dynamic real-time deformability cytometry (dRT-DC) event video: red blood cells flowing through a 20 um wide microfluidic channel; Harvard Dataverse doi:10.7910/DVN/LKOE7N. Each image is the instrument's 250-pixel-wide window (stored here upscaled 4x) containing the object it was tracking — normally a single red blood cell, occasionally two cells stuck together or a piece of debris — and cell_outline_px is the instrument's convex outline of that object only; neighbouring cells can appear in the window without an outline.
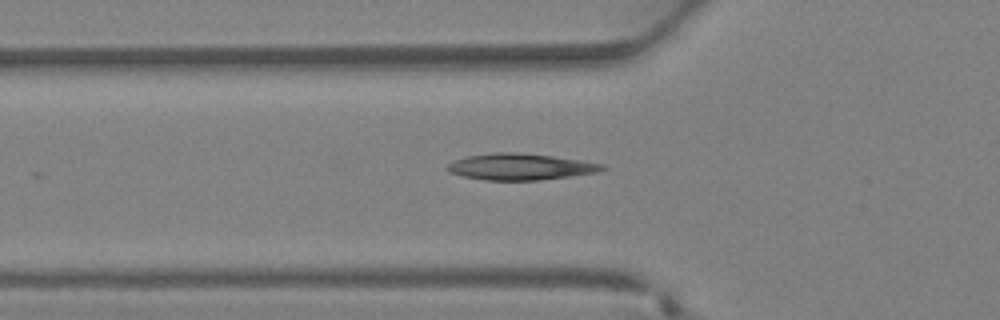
{"species": "Egyptian fruit bat (a non-hibernating species)", "species_latin": "Rousettus aegyptiacus", "temperature_condition": "warm", "stored_images_in_passage": 21, "camera_frame_rate_fps": 3000, "um_per_image_px": 0.085, "animal": {"sex": "female"}, "frame": {"image": 1, "passage_image": 2, "time_ms": 0.333, "image_size_px": [1000, 320], "cell_outline_px": [[608, 168], [600, 172], [540, 180], [484, 180], [464, 176], [452, 172], [448, 168], [448, 164], [456, 160], [468, 156], [492, 152], [512, 152], [552, 156], [580, 160], [604, 164]], "centroid_in_image_um": [44.3, 14.17], "position_along_channel_um": 81.5, "area_um2": 23.58}}
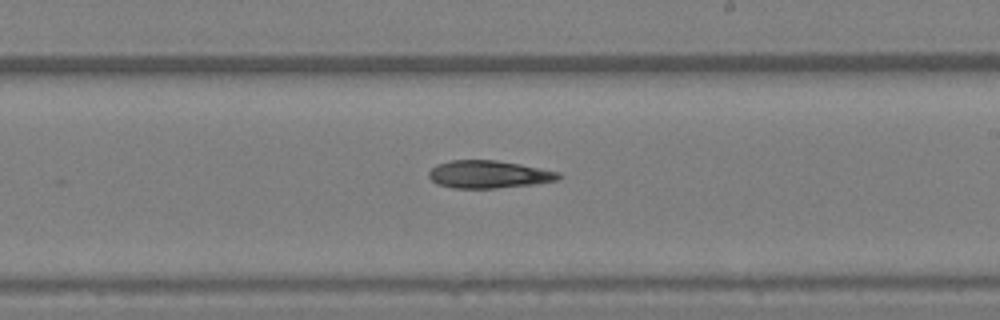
{"frame": {"image": 2, "passage_image": 11, "time_ms": 3.333, "image_size_px": [1000, 320], "cell_outline_px": [[564, 176], [560, 180], [532, 184], [496, 188], [452, 188], [436, 184], [428, 176], [428, 172], [436, 164], [452, 160], [496, 160], [520, 164], [560, 172]], "centroid_in_image_um": [41.55, 14.82], "position_along_channel_um": 247.4, "area_um2": 21.04}}
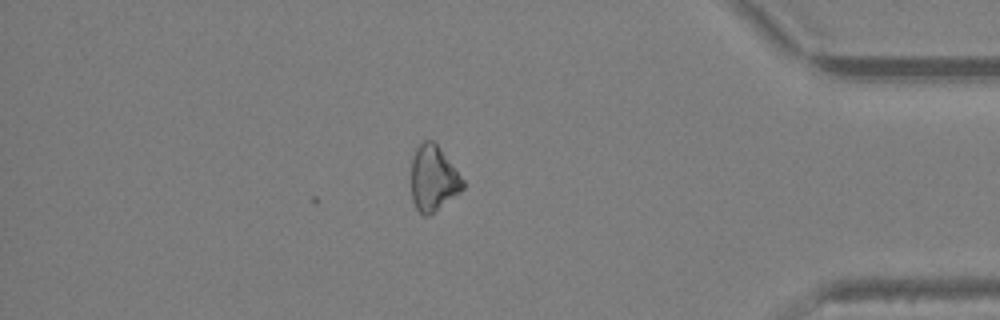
{"frame": {"image": 3, "passage_image": 21, "time_ms": 6.667, "image_size_px": [1000, 320], "cell_outline_px": [[464, 188], [460, 192], [428, 216], [424, 216], [416, 208], [412, 200], [412, 160], [416, 148], [424, 140], [432, 140], [440, 148], [464, 180]], "centroid_in_image_um": [36.83, 15.17], "position_along_channel_um": 398.4, "area_um2": 19.42}}